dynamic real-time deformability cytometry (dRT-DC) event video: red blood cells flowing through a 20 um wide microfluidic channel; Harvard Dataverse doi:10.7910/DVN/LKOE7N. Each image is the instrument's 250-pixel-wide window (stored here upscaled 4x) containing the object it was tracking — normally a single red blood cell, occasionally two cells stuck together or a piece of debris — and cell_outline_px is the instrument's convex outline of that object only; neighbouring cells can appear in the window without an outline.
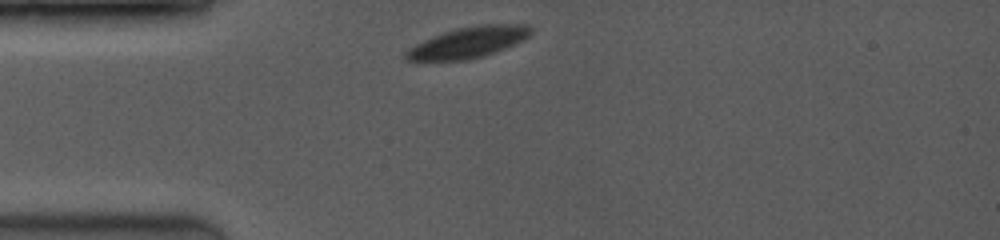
{"species": "common noctule bat (a hibernating species)", "species_latin": "Nyctalus noctula", "temperature_condition": "room temperature", "stored_images_in_passage": 18, "camera_frame_rate_fps": 3500, "um_per_image_px": 0.085, "animal": {"sex": "female", "body_mass_g": 19.0, "forearm_length_mm": 53.3}, "frame": {"image": 1, "passage_image": 1, "time_ms": 0.0, "image_size_px": [1000, 240], "cell_outline_px": [[532, 32], [528, 36], [516, 44], [480, 56], [464, 60], [408, 60], [404, 56], [404, 52], [408, 48], [432, 36], [456, 28], [476, 24], [528, 24], [532, 28]], "centroid_in_image_um": [39.81, 3.57], "position_along_channel_um": 45.2, "area_um2": 22.31}}
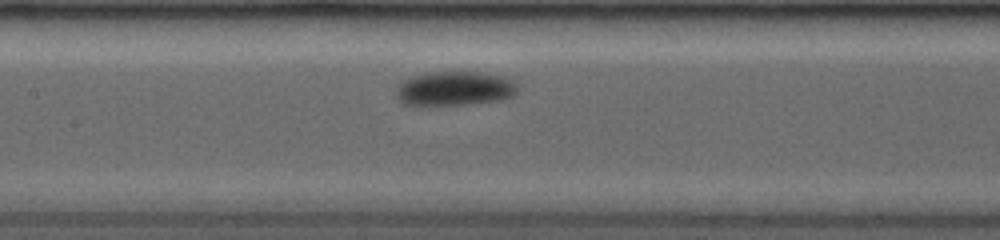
{"frame": {"image": 2, "passage_image": 9, "time_ms": 3.714, "image_size_px": [1000, 240], "cell_outline_px": [[516, 92], [512, 96], [500, 100], [464, 104], [420, 108], [404, 104], [396, 96], [396, 88], [404, 80], [416, 76], [432, 72], [460, 68], [484, 72], [500, 76], [512, 80], [516, 84]], "centroid_in_image_um": [38.6, 7.52], "position_along_channel_um": 168.8, "area_um2": 25.32}}
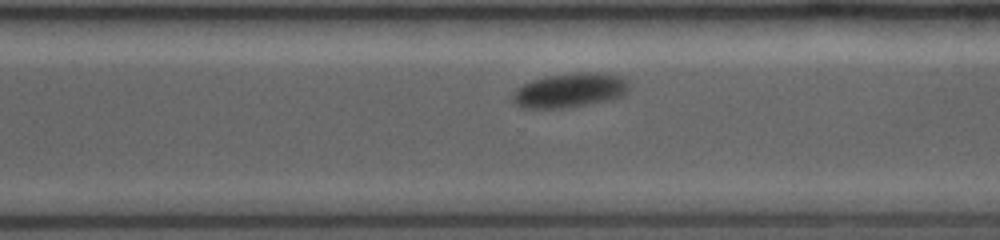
{"frame": {"image": 3, "passage_image": 18, "time_ms": 7.714, "image_size_px": [1000, 240], "cell_outline_px": [[632, 88], [620, 96], [612, 100], [564, 108], [524, 108], [516, 104], [512, 100], [512, 92], [516, 88], [532, 80], [548, 76], [580, 72], [624, 76], [632, 84]], "centroid_in_image_um": [48.47, 7.68], "position_along_channel_um": 322.1, "area_um2": 23.41}}